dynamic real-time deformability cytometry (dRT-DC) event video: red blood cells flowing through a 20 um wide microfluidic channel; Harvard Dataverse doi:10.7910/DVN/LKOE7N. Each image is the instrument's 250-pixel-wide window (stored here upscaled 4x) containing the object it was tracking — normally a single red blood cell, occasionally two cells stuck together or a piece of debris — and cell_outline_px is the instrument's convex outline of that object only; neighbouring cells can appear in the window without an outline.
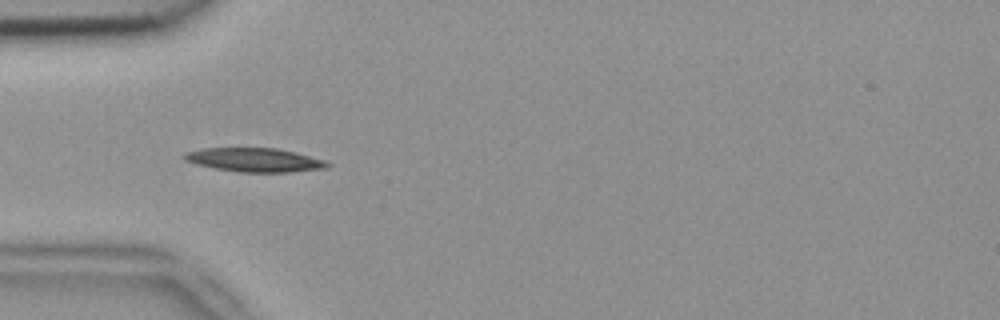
{"species": "common noctule bat (a hibernating species)", "species_latin": "Nyctalus noctula", "temperature_condition": "room temperature", "stored_images_in_passage": 5, "camera_frame_rate_fps": 3000, "um_per_image_px": 0.085, "animal": {"sex": "female", "body_mass_g": 18.4}, "frame": {"image": 1, "passage_image": 5, "time_ms": 1.333, "image_size_px": [1000, 320], "cell_outline_px": [[332, 164], [328, 168], [288, 172], [240, 172], [216, 168], [196, 164], [184, 160], [184, 152], [200, 148], [276, 148], [296, 152], [324, 160]], "centroid_in_image_um": [21.65, 13.59], "position_along_channel_um": 63.4, "area_um2": 19.88}}